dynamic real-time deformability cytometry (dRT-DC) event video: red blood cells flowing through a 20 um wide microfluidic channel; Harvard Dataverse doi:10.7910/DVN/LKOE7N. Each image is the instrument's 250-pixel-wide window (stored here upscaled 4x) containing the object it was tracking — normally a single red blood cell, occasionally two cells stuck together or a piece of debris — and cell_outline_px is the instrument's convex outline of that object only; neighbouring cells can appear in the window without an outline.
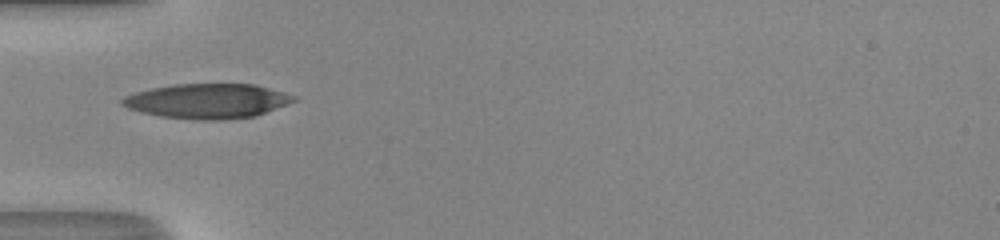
{"species": "human", "species_latin": "Homo sapiens", "temperature_condition": "room temperature", "stored_images_in_passage": 34, "camera_frame_rate_fps": 3000, "um_per_image_px": 0.085, "donor": {"sex": "male"}, "frame": {"image": 1, "passage_image": 1, "time_ms": 0.0, "image_size_px": [1000, 240], "cell_outline_px": [[296, 100], [256, 116], [220, 120], [200, 120], [160, 116], [140, 112], [128, 108], [120, 104], [120, 100], [124, 96], [136, 92], [152, 88], [172, 84], [256, 84], [284, 92], [296, 96]], "centroid_in_image_um": [17.61, 8.58], "position_along_channel_um": 67.4, "area_um2": 34.74}}
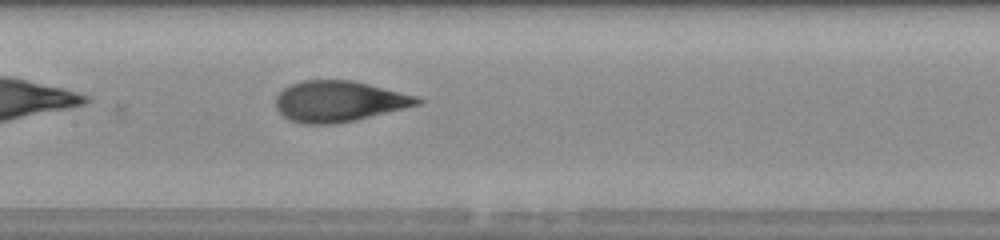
{"frame": {"image": 2, "passage_image": 9, "time_ms": 2.667, "image_size_px": [1000, 240], "cell_outline_px": [[424, 100], [420, 104], [356, 120], [336, 124], [304, 124], [292, 120], [284, 116], [276, 108], [276, 96], [284, 88], [292, 84], [304, 80], [352, 80], [416, 96]], "centroid_in_image_um": [28.8, 8.61], "position_along_channel_um": 178.6, "area_um2": 33.41}}
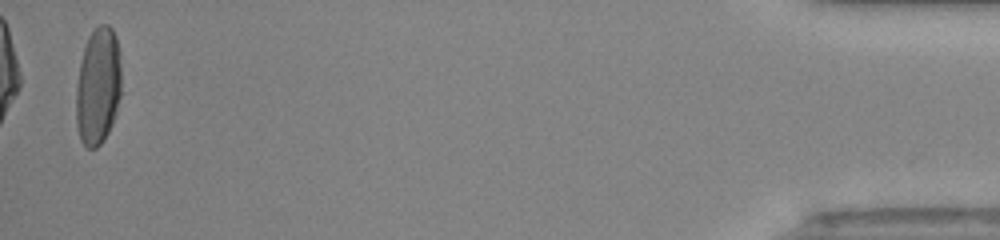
{"frame": {"image": 3, "passage_image": 33, "time_ms": 10.667, "image_size_px": [1000, 240], "cell_outline_px": [[120, 96], [116, 112], [112, 124], [104, 140], [96, 148], [88, 148], [80, 140], [76, 124], [76, 84], [80, 60], [88, 36], [100, 24], [108, 24], [112, 28], [116, 36], [120, 52]], "centroid_in_image_um": [8.32, 7.32], "position_along_channel_um": 426.9, "area_um2": 31.27}, "authors_computed_cell_mechanics": {"area_um2": 33.6974, "velocity_mm_per_s": 4.2141, "shape_relaxation_time_tau1_ms": 5.0693, "shape_relaxation_time_tau2_ms": 0.8272, "deformation_change_tau1": 0.221, "deformation_change_tau2": 0.0746}}